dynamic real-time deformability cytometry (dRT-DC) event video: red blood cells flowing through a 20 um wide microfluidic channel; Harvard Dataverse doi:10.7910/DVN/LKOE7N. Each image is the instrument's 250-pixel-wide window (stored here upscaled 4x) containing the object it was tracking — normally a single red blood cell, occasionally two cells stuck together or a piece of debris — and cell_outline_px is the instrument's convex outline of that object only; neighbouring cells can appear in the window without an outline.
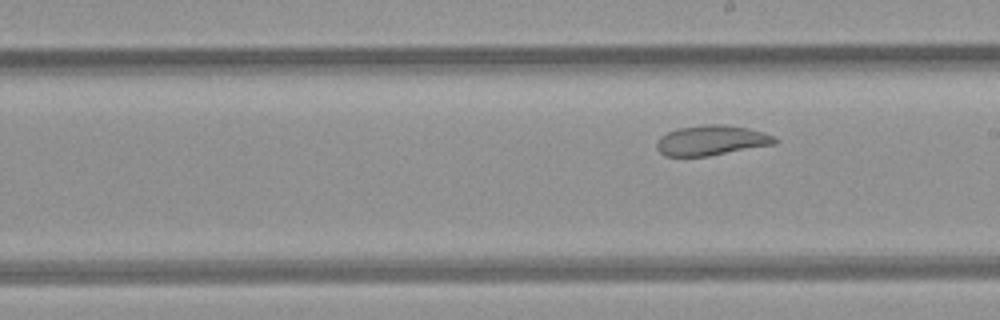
{"species": "common noctule bat (a hibernating species)", "species_latin": "Nyctalus noctula", "temperature_condition": "room temperature", "stored_images_in_passage": 9, "camera_frame_rate_fps": 3000, "um_per_image_px": 0.085, "animal": {"sex": "female", "body_mass_g": 21.9}, "frame": {"image": 1, "passage_image": 9, "time_ms": 2.667, "image_size_px": [1000, 320], "cell_outline_px": [[776, 144], [708, 156], [664, 156], [656, 148], [656, 144], [660, 136], [668, 132], [680, 128], [704, 124], [724, 124], [748, 128], [764, 132], [776, 136]], "centroid_in_image_um": [60.48, 11.93], "position_along_channel_um": 228.5, "area_um2": 20.75}}